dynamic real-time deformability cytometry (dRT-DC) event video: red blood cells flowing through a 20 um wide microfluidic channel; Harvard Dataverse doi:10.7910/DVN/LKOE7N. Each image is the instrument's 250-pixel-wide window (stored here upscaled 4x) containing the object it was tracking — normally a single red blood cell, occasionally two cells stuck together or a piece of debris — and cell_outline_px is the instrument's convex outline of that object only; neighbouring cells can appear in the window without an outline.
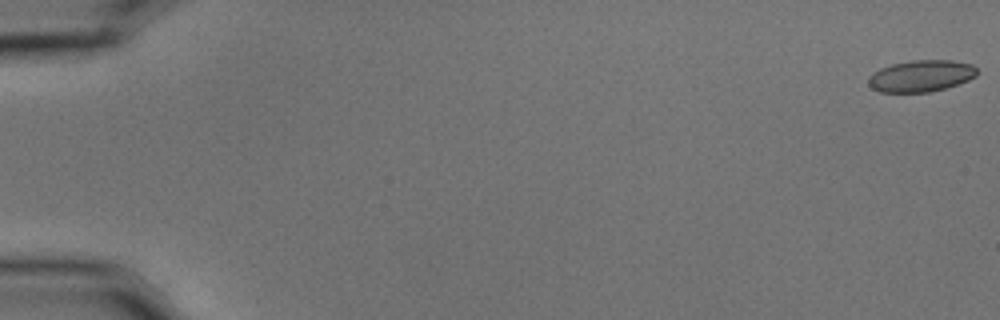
{"species": "common noctule bat (a hibernating species)", "species_latin": "Nyctalus noctula", "temperature_condition": "cold", "stored_images_in_passage": 6, "camera_frame_rate_fps": 3000, "um_per_image_px": 0.085, "animal": {"sex": "male", "body_mass_g": 15.6}, "frame": {"image": 1, "passage_image": 1, "time_ms": 0.0, "image_size_px": [1000, 320], "cell_outline_px": [[976, 76], [968, 80], [944, 88], [928, 92], [880, 92], [872, 88], [868, 84], [868, 76], [872, 72], [880, 68], [892, 64], [912, 60], [952, 60], [972, 64], [976, 68]], "centroid_in_image_um": [78.25, 6.45], "position_along_channel_um": 6.7, "area_um2": 20.0}}
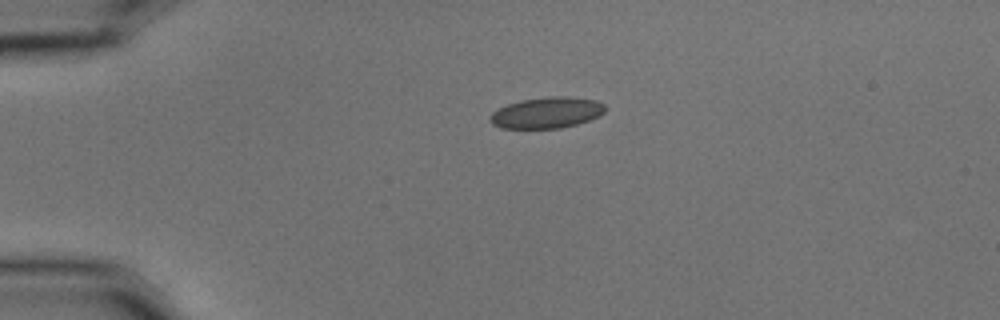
{"frame": {"image": 2, "passage_image": 5, "time_ms": 1.333, "image_size_px": [1000, 320], "cell_outline_px": [[604, 112], [600, 116], [576, 124], [560, 128], [500, 128], [492, 124], [492, 112], [508, 104], [520, 100], [548, 96], [568, 96], [596, 100], [604, 104]], "centroid_in_image_um": [46.5, 9.57], "position_along_channel_um": 38.5, "area_um2": 20.69}}